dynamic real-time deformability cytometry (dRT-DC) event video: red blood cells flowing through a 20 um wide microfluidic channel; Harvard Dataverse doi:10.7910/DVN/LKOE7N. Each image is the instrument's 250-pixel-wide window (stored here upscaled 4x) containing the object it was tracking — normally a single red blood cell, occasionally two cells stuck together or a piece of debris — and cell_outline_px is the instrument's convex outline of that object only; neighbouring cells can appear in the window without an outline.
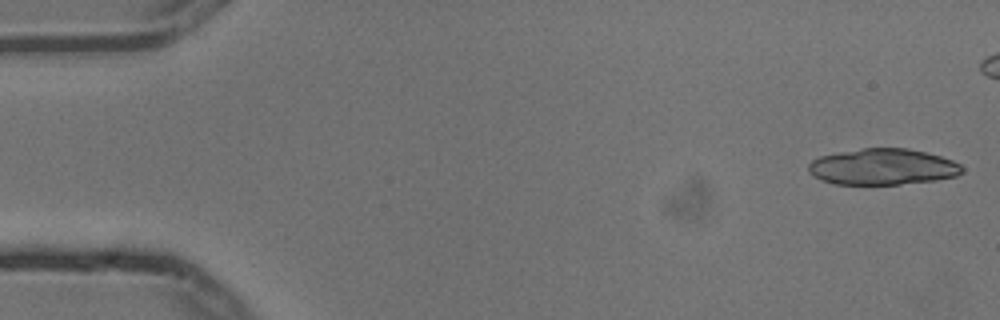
{"species": "common noctule bat (a hibernating species)", "species_latin": "Nyctalus noctula", "temperature_condition": "cold", "stored_images_in_passage": 5, "camera_frame_rate_fps": 3000, "um_per_image_px": 0.085, "animal": {"sex": "male", "body_mass_g": 13.3}, "frame": {"image": 1, "passage_image": 1, "time_ms": 0.0, "image_size_px": [1000, 320], "cell_outline_px": [[964, 172], [956, 176], [936, 180], [900, 184], [836, 184], [820, 180], [812, 176], [808, 172], [808, 164], [812, 160], [820, 156], [840, 152], [864, 148], [908, 148], [940, 156], [952, 160], [960, 164], [964, 168]], "centroid_in_image_um": [75.02, 14.18], "position_along_channel_um": 10.0, "area_um2": 32.43}}